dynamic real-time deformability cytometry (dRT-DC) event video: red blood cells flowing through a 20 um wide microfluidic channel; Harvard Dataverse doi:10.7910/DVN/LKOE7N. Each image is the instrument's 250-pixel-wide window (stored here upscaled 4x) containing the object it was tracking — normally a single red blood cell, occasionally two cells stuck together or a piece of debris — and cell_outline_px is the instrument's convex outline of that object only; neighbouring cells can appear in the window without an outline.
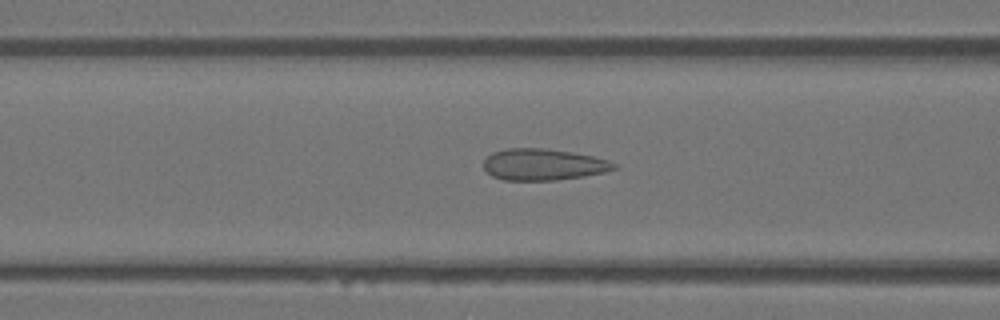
{"species": "Egyptian fruit bat (a non-hibernating species)", "species_latin": "Rousettus aegyptiacus", "temperature_condition": "warm", "stored_images_in_passage": 39, "camera_frame_rate_fps": 3000, "um_per_image_px": 0.085, "animal": {"sex": "female"}, "frame": {"image": 1, "passage_image": 14, "time_ms": 4.333, "image_size_px": [1000, 320], "cell_outline_px": [[620, 168], [604, 172], [584, 176], [556, 180], [504, 180], [492, 176], [484, 168], [484, 160], [492, 152], [508, 148], [540, 148], [572, 152], [592, 156], [608, 160], [616, 164]], "centroid_in_image_um": [46.19, 13.98], "position_along_channel_um": 120.4, "area_um2": 23.87}}
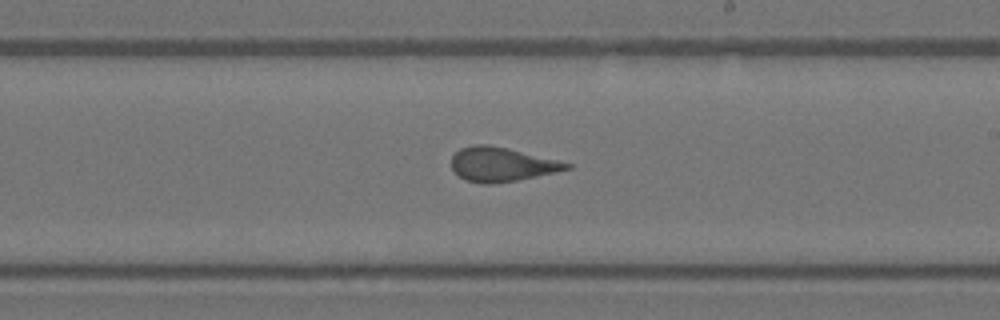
{"frame": {"image": 2, "passage_image": 23, "time_ms": 7.333, "image_size_px": [1000, 320], "cell_outline_px": [[572, 168], [556, 172], [516, 180], [492, 184], [480, 184], [464, 180], [452, 168], [452, 156], [460, 148], [472, 144], [488, 144], [508, 148], [572, 164]], "centroid_in_image_um": [42.6, 13.97], "position_along_channel_um": 246.4, "area_um2": 22.83}}
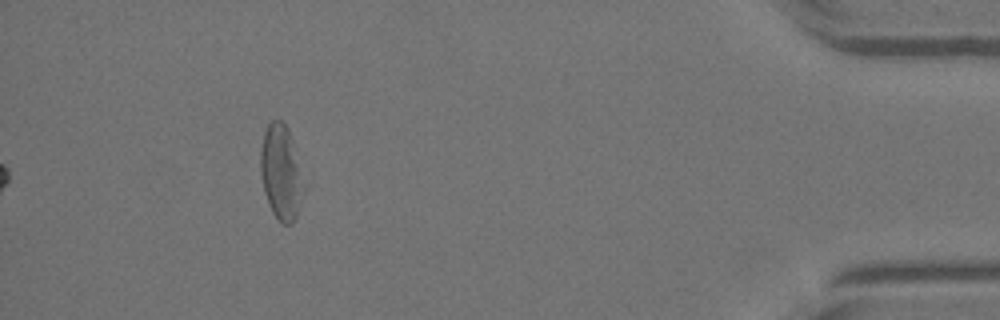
{"frame": {"image": 3, "passage_image": 39, "time_ms": 12.667, "image_size_px": [1000, 320], "cell_outline_px": [[304, 188], [300, 204], [296, 216], [292, 224], [284, 224], [272, 212], [268, 204], [264, 192], [260, 172], [260, 148], [264, 132], [268, 124], [272, 120], [280, 120], [288, 128]], "centroid_in_image_um": [23.84, 14.66], "position_along_channel_um": 411.4, "area_um2": 23.29}}